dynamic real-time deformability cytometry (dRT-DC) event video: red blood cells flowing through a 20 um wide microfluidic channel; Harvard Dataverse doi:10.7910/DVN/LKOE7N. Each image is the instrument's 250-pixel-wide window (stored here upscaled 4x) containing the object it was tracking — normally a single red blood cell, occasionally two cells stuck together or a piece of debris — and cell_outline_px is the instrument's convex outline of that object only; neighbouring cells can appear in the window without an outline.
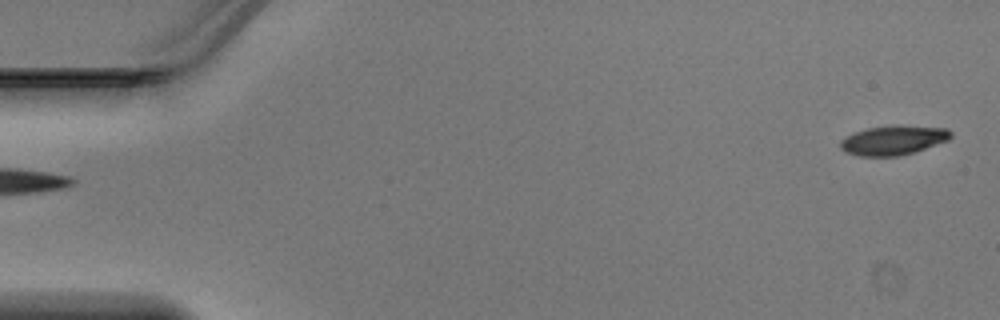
{"species": "Egyptian fruit bat (a non-hibernating species)", "species_latin": "Rousettus aegyptiacus", "temperature_condition": "warm", "stored_images_in_passage": 47, "camera_frame_rate_fps": 3000, "um_per_image_px": 0.085, "animal": {"sex": "male"}, "frame": {"image": 1, "passage_image": 1, "time_ms": 0.0, "image_size_px": [1000, 320], "cell_outline_px": [[952, 136], [948, 140], [900, 156], [860, 156], [844, 152], [840, 148], [840, 140], [852, 132], [868, 128], [900, 124], [948, 128], [952, 132]], "centroid_in_image_um": [75.91, 11.9], "position_along_channel_um": 9.1, "area_um2": 19.13}}
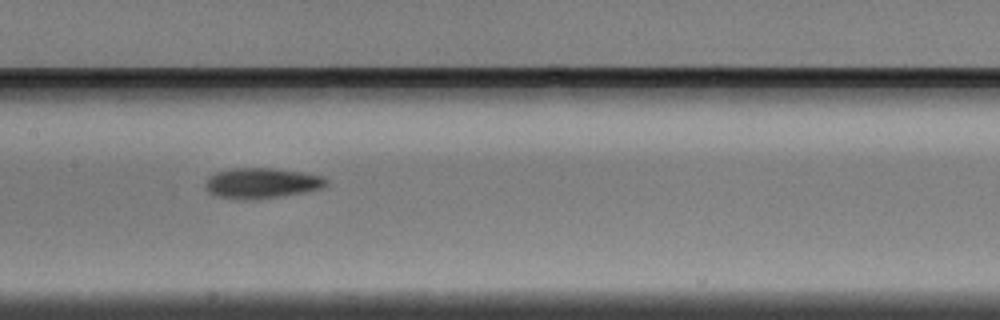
{"frame": {"image": 2, "passage_image": 23, "time_ms": 7.333, "image_size_px": [1000, 320], "cell_outline_px": [[328, 184], [320, 188], [304, 192], [252, 200], [216, 196], [208, 192], [204, 184], [208, 176], [216, 172], [236, 168], [272, 168], [300, 172], [320, 176], [328, 180]], "centroid_in_image_um": [22.2, 15.56], "position_along_channel_um": 185.2, "area_um2": 21.15}}
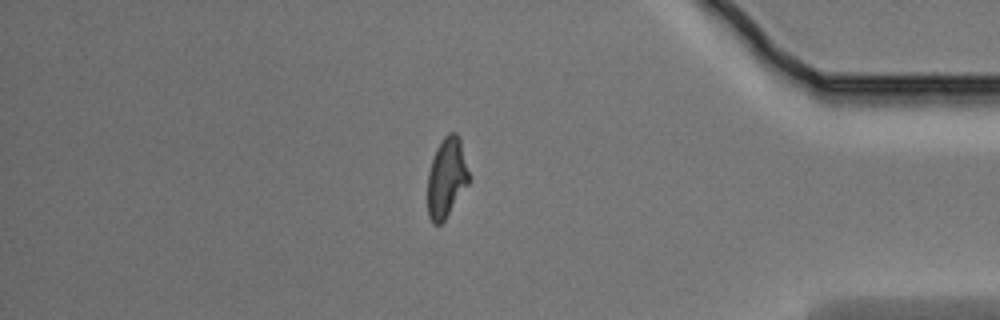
{"frame": {"image": 3, "passage_image": 40, "time_ms": 13.0, "image_size_px": [1000, 320], "cell_outline_px": [[468, 184], [444, 220], [440, 224], [432, 224], [428, 216], [428, 172], [436, 148], [444, 136], [448, 132], [456, 132], [460, 136], [468, 172]], "centroid_in_image_um": [37.94, 15.08], "position_along_channel_um": 397.3, "area_um2": 19.02}}